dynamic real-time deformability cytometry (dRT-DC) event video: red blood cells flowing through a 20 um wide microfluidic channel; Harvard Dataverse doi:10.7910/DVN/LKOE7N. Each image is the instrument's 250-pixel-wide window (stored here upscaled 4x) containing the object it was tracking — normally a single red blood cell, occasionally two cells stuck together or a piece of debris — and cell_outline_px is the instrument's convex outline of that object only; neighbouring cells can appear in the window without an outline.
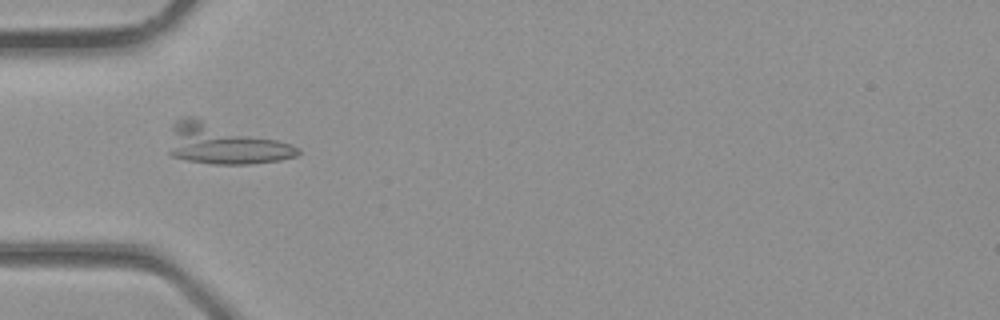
{"species": "common noctule bat (a hibernating species)", "species_latin": "Nyctalus noctula", "temperature_condition": "room temperature", "stored_images_in_passage": 1, "camera_frame_rate_fps": 3000, "um_per_image_px": 0.085, "animal": {"sex": "male", "body_mass_g": 23.1, "forearm_length_mm": 52.7}, "frame": {"image": 1, "passage_image": 1, "time_ms": 0.0, "image_size_px": [1000, 320], "cell_outline_px": [[300, 152], [296, 156], [280, 160], [248, 164], [212, 164], [188, 160], [172, 156], [168, 152], [172, 128], [176, 120], [184, 116], [192, 116], [292, 144], [300, 148]], "centroid_in_image_um": [19.06, 12.24], "position_along_channel_um": 65.9, "area_um2": 30.11}}